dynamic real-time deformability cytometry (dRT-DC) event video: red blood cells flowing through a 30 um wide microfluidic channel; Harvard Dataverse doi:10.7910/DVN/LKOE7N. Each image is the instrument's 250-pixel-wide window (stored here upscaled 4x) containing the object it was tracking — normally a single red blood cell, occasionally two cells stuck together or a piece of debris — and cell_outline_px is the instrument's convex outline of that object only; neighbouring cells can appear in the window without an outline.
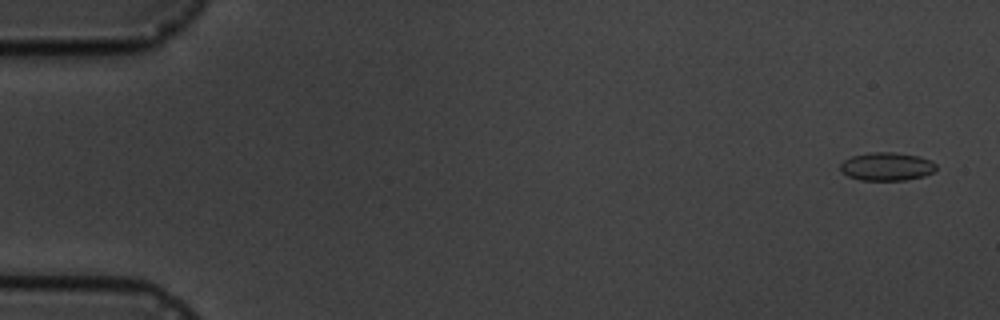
{"species": "common noctule bat (a hibernating species)", "species_latin": "Nyctalus noctula", "temperature_condition": "cold", "stored_images_in_passage": 16, "camera_frame_rate_fps": 3000, "um_per_image_px": 0.085, "animal": {"sex": "male", "body_mass_g": 19.5, "forearm_length_mm": 54.6}, "frame": {"image": 1, "passage_image": 1, "time_ms": 0.0, "image_size_px": [1000, 320], "cell_outline_px": [[936, 168], [932, 172], [924, 176], [904, 180], [860, 180], [848, 176], [840, 172], [840, 164], [844, 160], [852, 156], [868, 152], [896, 152], [920, 156], [932, 160], [936, 164]], "centroid_in_image_um": [75.37, 14.14], "position_along_channel_um": 9.6, "area_um2": 15.95}}
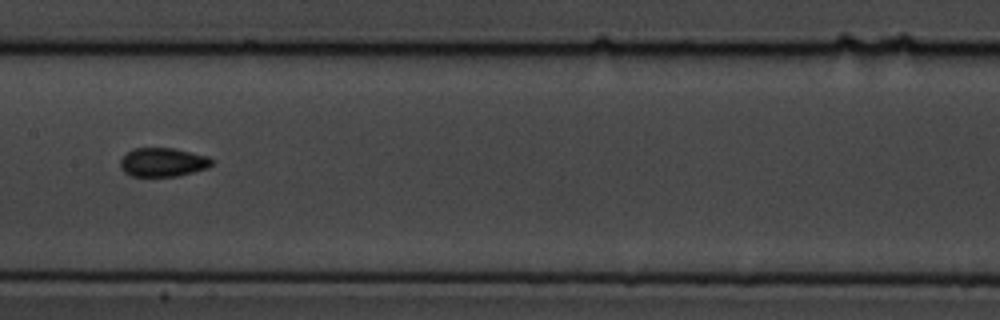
{"frame": {"image": 2, "passage_image": 8, "time_ms": 9.0, "image_size_px": [1000, 320], "cell_outline_px": [[212, 164], [208, 168], [176, 176], [132, 176], [124, 172], [120, 168], [120, 160], [132, 148], [172, 148], [208, 156], [212, 160]], "centroid_in_image_um": [13.82, 13.79], "position_along_channel_um": 193.6, "area_um2": 15.26}}
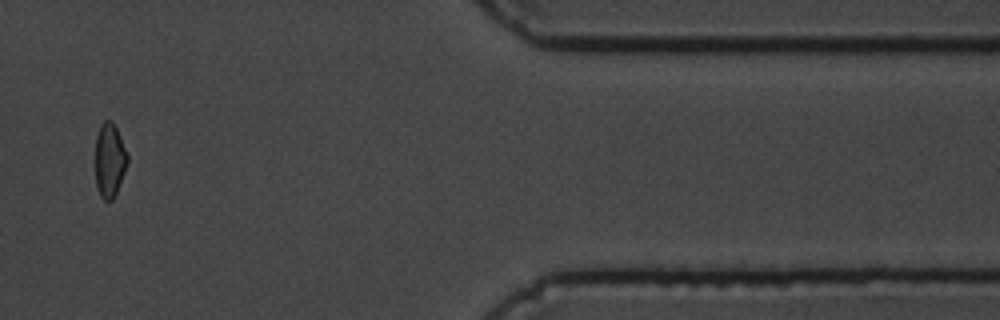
{"frame": {"image": 3, "passage_image": 14, "time_ms": 16.0, "image_size_px": [1000, 320], "cell_outline_px": [[128, 160], [124, 172], [116, 192], [112, 200], [104, 200], [100, 196], [96, 188], [92, 164], [96, 136], [100, 124], [104, 120], [112, 120], [128, 152]], "centroid_in_image_um": [9.24, 13.6], "position_along_channel_um": 402.2, "area_um2": 14.62}, "authors_computed_cell_mechanics": {"area_um2": 15.2303, "velocity_mm_per_s": 3.5352, "shape_relaxation_time_tau1_ms": 8.3748, "shape_relaxation_time_tau2_ms": 3.3177, "deformation_change_tau1": 0.1223, "deformation_change_tau2": 0.0394}}